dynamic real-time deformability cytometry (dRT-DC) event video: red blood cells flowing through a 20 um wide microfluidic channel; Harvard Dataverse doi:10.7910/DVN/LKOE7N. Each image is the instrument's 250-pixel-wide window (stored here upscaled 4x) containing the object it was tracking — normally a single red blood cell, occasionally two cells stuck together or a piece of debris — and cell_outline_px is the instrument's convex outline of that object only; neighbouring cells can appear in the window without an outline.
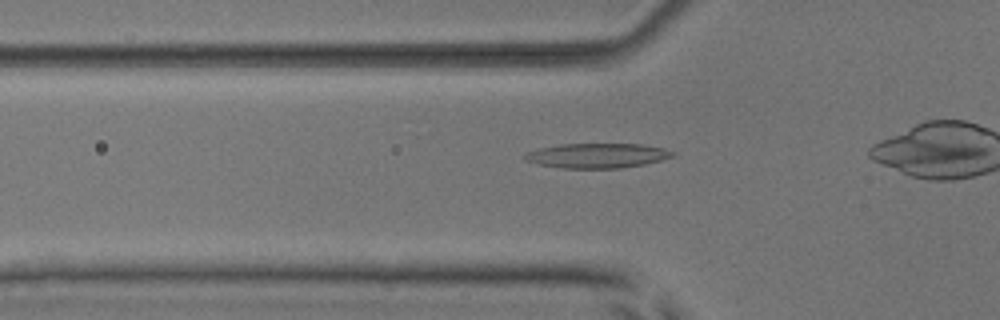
{"species": "common noctule bat (a hibernating species)", "species_latin": "Nyctalus noctula", "temperature_condition": "room temperature", "stored_images_in_passage": 27, "camera_frame_rate_fps": 3000, "um_per_image_px": 0.085, "animal": {"sex": "male", "body_mass_g": 17.9, "forearm_length_mm": 54.2}, "frame": {"image": 1, "passage_image": 3, "time_ms": 0.667, "image_size_px": [1000, 320], "cell_outline_px": [[676, 156], [644, 164], [620, 168], [564, 168], [536, 164], [524, 160], [520, 156], [528, 152], [540, 148], [560, 144], [640, 144], [664, 148], [676, 152]], "centroid_in_image_um": [50.75, 13.23], "position_along_channel_um": 75.1, "area_um2": 21.39}}
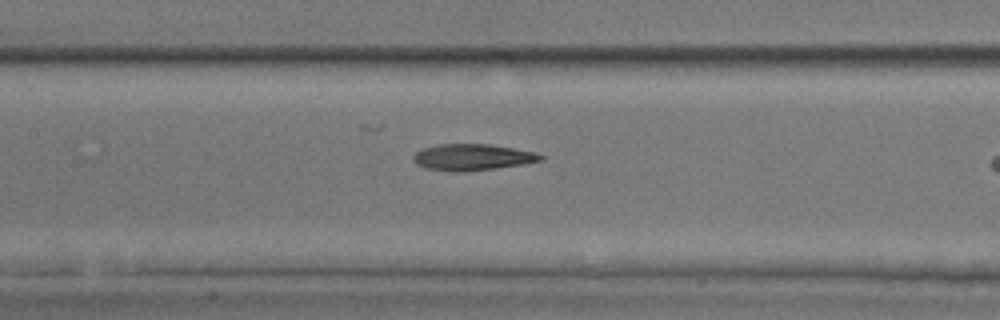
{"frame": {"image": 2, "passage_image": 10, "time_ms": 3.0, "image_size_px": [1000, 320], "cell_outline_px": [[544, 156], [540, 160], [524, 164], [460, 172], [448, 172], [424, 168], [416, 164], [412, 160], [412, 156], [420, 148], [436, 144], [488, 144], [536, 152]], "centroid_in_image_um": [40.06, 13.36], "position_along_channel_um": 167.3, "area_um2": 19.65}}
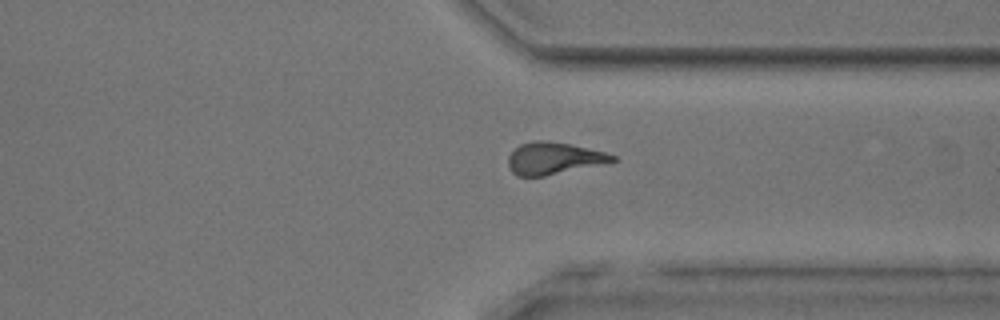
{"frame": {"image": 3, "passage_image": 25, "time_ms": 8.0, "image_size_px": [1000, 320], "cell_outline_px": [[620, 160], [604, 164], [544, 176], [516, 176], [508, 168], [508, 156], [520, 144], [532, 140], [544, 140], [572, 144], [604, 152], [616, 156]], "centroid_in_image_um": [47.08, 13.46], "position_along_channel_um": 364.3, "area_um2": 19.65}}